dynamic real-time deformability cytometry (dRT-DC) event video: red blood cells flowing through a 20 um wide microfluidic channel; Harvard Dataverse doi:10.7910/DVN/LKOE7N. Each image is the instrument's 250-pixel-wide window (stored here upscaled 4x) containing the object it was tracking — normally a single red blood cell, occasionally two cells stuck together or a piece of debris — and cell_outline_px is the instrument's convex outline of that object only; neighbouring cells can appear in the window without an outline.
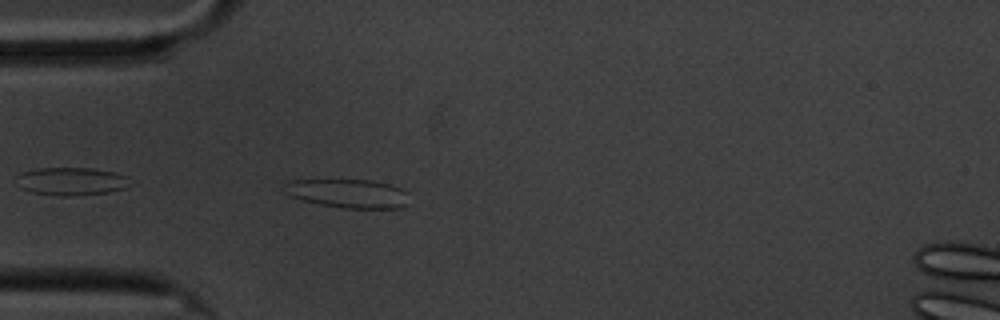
{"species": "common noctule bat (a hibernating species)", "species_latin": "Nyctalus noctula", "temperature_condition": "cold", "stored_images_in_passage": 1, "camera_frame_rate_fps": 3000, "um_per_image_px": 0.085, "animal": {"sex": "male", "body_mass_g": 20.1, "forearm_length_mm": 53.5}, "frame": {"image": 1, "passage_image": 1, "time_ms": 0.0, "image_size_px": [1000, 320], "cell_outline_px": [[408, 204], [404, 208], [344, 208], [320, 204], [304, 200], [292, 196], [288, 192], [284, 180], [372, 180], [388, 184], [400, 188], [408, 192]], "centroid_in_image_um": [29.67, 16.44], "position_along_channel_um": 55.3, "area_um2": 20.75}}